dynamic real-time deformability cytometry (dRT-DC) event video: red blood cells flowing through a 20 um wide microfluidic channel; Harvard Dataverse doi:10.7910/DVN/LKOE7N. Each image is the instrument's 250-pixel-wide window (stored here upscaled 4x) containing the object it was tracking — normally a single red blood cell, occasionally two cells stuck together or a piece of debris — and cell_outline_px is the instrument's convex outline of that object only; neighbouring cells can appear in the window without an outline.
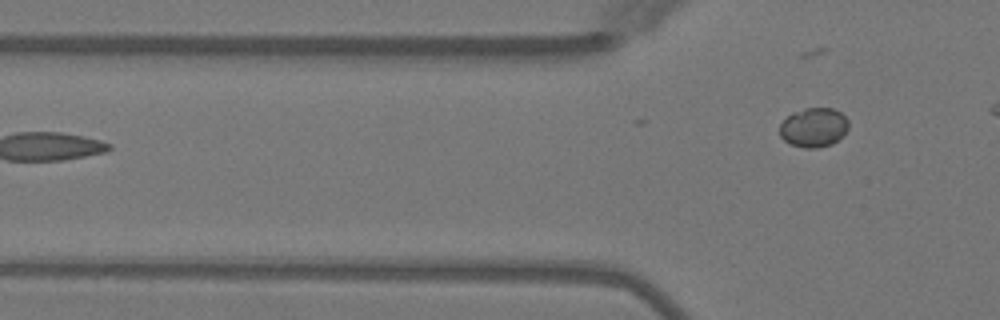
{"species": "Egyptian fruit bat (a non-hibernating species)", "species_latin": "Rousettus aegyptiacus", "temperature_condition": "warm", "stored_images_in_passage": 6, "segment_of_instrument_passage": [2, 2], "camera_frame_rate_fps": 3000, "um_per_image_px": 0.085, "animal": {"sex": "female"}, "frame": {"image": 1, "passage_image": 6, "time_ms": 5.667, "image_size_px": [1000, 320], "cell_outline_px": [[848, 128], [832, 144], [816, 148], [804, 148], [792, 144], [784, 140], [780, 136], [780, 124], [792, 112], [804, 108], [832, 108], [840, 112], [848, 120]], "centroid_in_image_um": [69.14, 10.82], "position_along_channel_um": 56.7, "area_um2": 15.61}}